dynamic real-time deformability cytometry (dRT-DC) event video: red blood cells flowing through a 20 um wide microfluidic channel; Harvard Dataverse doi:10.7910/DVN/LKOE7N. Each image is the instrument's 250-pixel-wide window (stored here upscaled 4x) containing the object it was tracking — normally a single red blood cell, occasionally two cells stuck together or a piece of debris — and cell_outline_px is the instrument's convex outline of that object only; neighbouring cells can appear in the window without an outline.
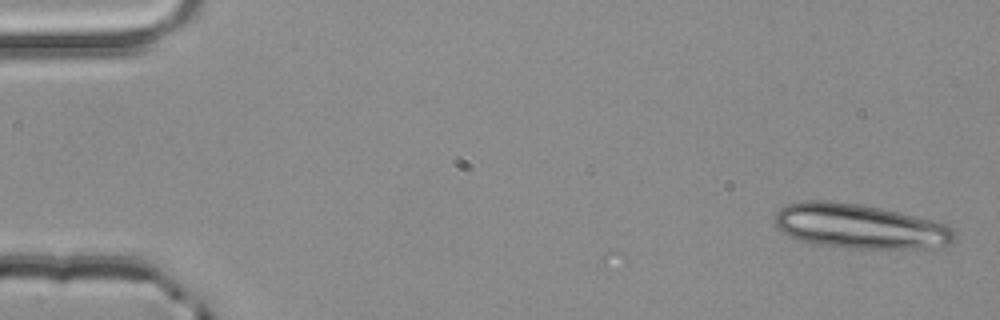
{"species": "common noctule bat (a hibernating species)", "species_latin": "Nyctalus noctula", "temperature_condition": "room temperature", "stored_images_in_passage": 5, "camera_frame_rate_fps": 3000, "um_per_image_px": 0.085, "animal": {"sex": "male", "body_mass_g": 20.4}, "frame": {"image": 1, "passage_image": 1, "time_ms": 0.0, "image_size_px": [1000, 320], "cell_outline_px": [[956, 236], [952, 244], [948, 248], [844, 248], [812, 244], [800, 240], [780, 232], [776, 228], [776, 212], [780, 208], [788, 204], [804, 200], [828, 200], [860, 204], [900, 212], [948, 224], [956, 232]], "centroid_in_image_um": [73.12, 19.25], "position_along_channel_um": 11.9, "area_um2": 47.4}}